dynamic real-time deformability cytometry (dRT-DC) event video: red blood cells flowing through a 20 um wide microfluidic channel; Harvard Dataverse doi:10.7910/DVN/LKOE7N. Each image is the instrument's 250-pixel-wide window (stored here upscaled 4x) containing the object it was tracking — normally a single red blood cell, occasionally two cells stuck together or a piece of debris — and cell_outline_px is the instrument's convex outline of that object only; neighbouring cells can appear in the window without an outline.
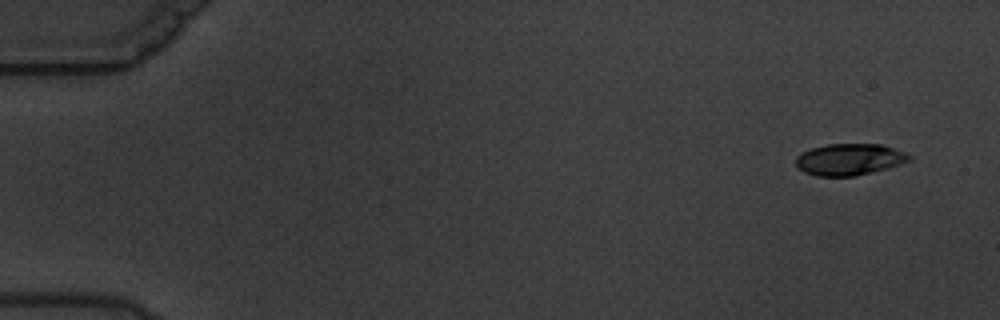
{"species": "common noctule bat (a hibernating species)", "species_latin": "Nyctalus noctula", "temperature_condition": "warm", "stored_images_in_passage": 9, "camera_frame_rate_fps": 3000, "um_per_image_px": 0.085, "animal": {"sex": "male", "body_mass_g": 19.5, "forearm_length_mm": 54.6}, "frame": {"image": 1, "passage_image": 1, "time_ms": 0.0, "image_size_px": [1000, 320], "cell_outline_px": [[912, 160], [888, 168], [856, 176], [816, 176], [804, 172], [796, 164], [796, 156], [800, 152], [812, 148], [828, 144], [880, 144], [904, 152], [912, 156]], "centroid_in_image_um": [72.19, 13.55], "position_along_channel_um": 12.8, "area_um2": 20.87}}
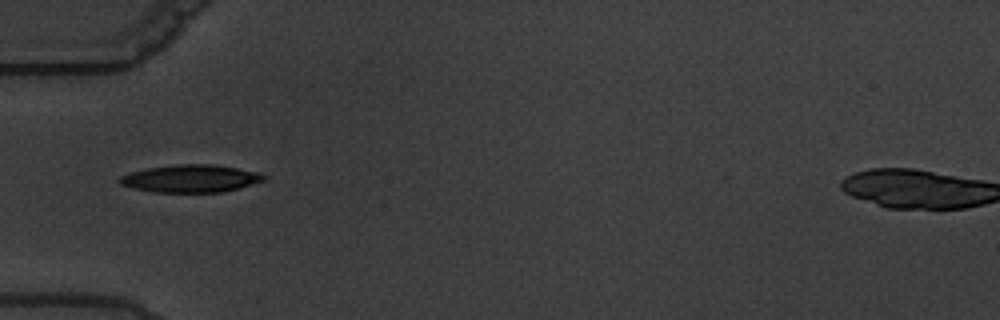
{"frame": {"image": 2, "passage_image": 6, "time_ms": 5.667, "image_size_px": [1000, 320], "cell_outline_px": [[268, 176], [264, 180], [240, 188], [224, 192], [156, 192], [132, 188], [120, 184], [116, 180], [120, 176], [132, 172], [148, 168], [176, 164], [212, 164], [260, 172]], "centroid_in_image_um": [16.22, 15.18], "position_along_channel_um": 68.8, "area_um2": 23.24}}